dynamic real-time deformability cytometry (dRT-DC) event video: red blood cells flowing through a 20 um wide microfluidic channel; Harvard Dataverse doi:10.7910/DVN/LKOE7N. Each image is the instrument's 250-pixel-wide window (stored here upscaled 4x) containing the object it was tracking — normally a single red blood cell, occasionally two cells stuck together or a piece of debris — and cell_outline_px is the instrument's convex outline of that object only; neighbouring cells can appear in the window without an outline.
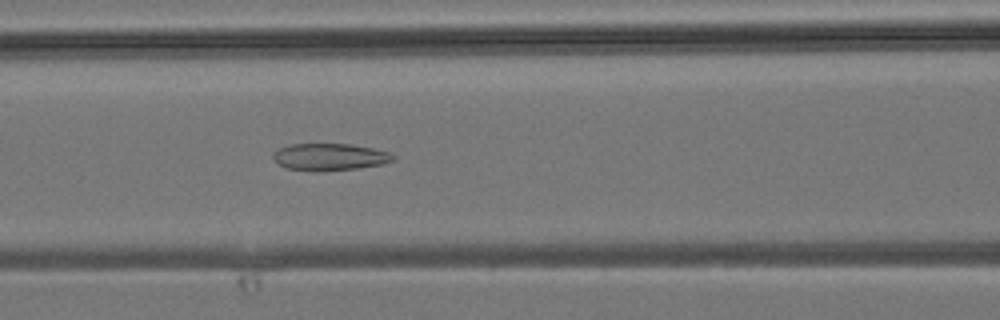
{"species": "common noctule bat (a hibernating species)", "species_latin": "Nyctalus noctula", "temperature_condition": "room temperature", "stored_images_in_passage": 44, "camera_frame_rate_fps": 3000, "um_per_image_px": 0.085, "animal": {"sex": "male", "body_mass_g": 19.2, "forearm_length_mm": 51.8}, "frame": {"image": 1, "passage_image": 19, "time_ms": 6.0, "image_size_px": [1000, 320], "cell_outline_px": [[396, 160], [384, 164], [360, 168], [320, 172], [312, 172], [288, 168], [276, 164], [272, 160], [272, 152], [276, 148], [292, 144], [352, 144], [392, 152], [396, 156]], "centroid_in_image_um": [28.02, 13.35], "position_along_channel_um": 138.6, "area_um2": 19.59}}
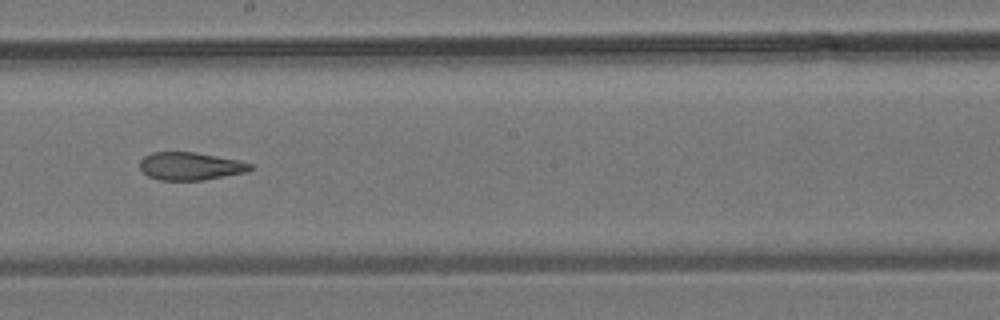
{"frame": {"image": 2, "passage_image": 25, "time_ms": 8.0, "image_size_px": [1000, 320], "cell_outline_px": [[252, 168], [244, 172], [204, 180], [160, 180], [148, 176], [140, 168], [140, 160], [144, 156], [152, 152], [196, 152], [240, 160], [252, 164]], "centroid_in_image_um": [16.16, 14.11], "position_along_channel_um": 232.0, "area_um2": 17.86}}
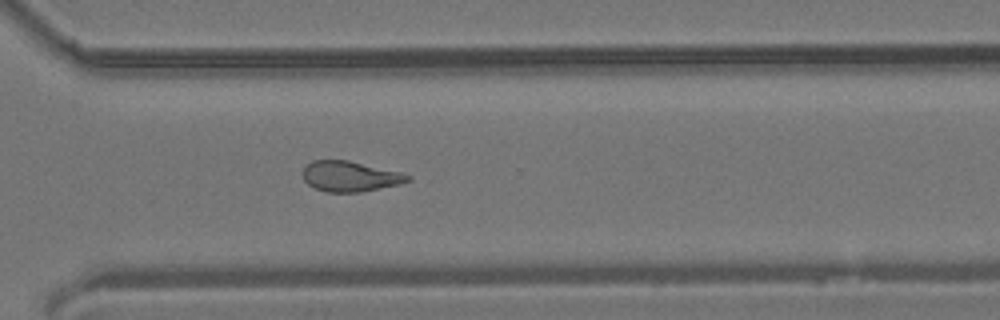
{"frame": {"image": 3, "passage_image": 32, "time_ms": 10.333, "image_size_px": [1000, 320], "cell_outline_px": [[412, 180], [400, 184], [360, 192], [328, 192], [316, 188], [308, 184], [304, 180], [304, 168], [312, 160], [348, 160], [400, 172], [412, 176]], "centroid_in_image_um": [29.79, 14.99], "position_along_channel_um": 340.8, "area_um2": 18.44}}